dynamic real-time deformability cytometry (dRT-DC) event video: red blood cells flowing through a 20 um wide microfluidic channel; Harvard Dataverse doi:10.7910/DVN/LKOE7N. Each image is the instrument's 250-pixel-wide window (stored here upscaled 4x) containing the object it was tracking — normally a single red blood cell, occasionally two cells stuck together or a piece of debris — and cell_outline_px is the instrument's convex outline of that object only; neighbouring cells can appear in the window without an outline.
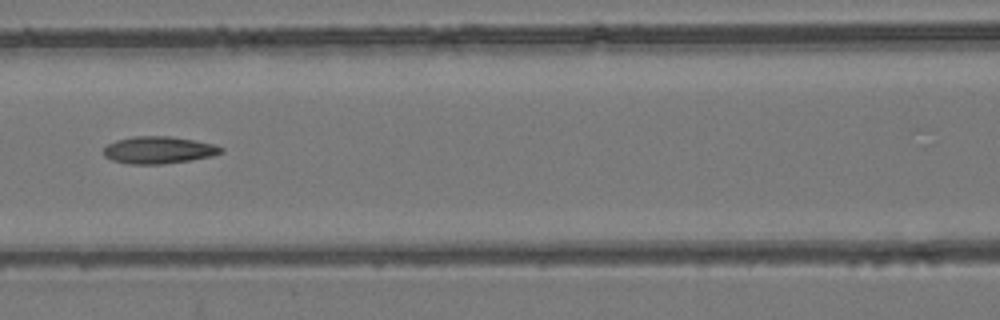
{"species": "common noctule bat (a hibernating species)", "species_latin": "Nyctalus noctula", "temperature_condition": "room temperature", "stored_images_in_passage": 4, "camera_frame_rate_fps": 3000, "um_per_image_px": 0.085, "animal": {"sex": "female", "body_mass_g": 24.6, "forearm_length_mm": 56.2}, "frame": {"image": 1, "passage_image": 4, "time_ms": 1.0, "image_size_px": [1000, 320], "cell_outline_px": [[224, 152], [212, 156], [192, 160], [164, 164], [128, 164], [112, 160], [104, 156], [104, 148], [108, 144], [116, 140], [132, 136], [172, 136], [212, 144], [224, 148]], "centroid_in_image_um": [13.48, 12.76], "position_along_channel_um": 153.1, "area_um2": 18.67}}